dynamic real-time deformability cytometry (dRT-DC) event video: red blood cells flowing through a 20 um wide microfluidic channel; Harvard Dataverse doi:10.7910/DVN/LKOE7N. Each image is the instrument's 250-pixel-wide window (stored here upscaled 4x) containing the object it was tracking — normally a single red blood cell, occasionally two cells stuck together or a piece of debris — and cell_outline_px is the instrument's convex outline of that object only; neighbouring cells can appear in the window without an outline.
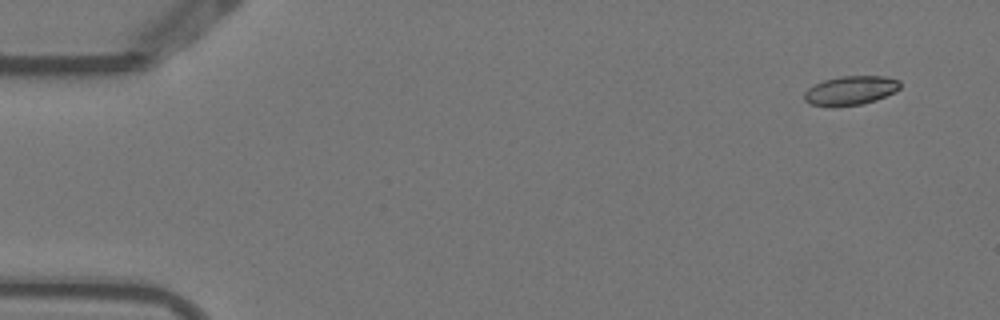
{"species": "Egyptian fruit bat (a non-hibernating species)", "species_latin": "Rousettus aegyptiacus", "temperature_condition": "warm", "stored_images_in_passage": 5, "camera_frame_rate_fps": 3000, "um_per_image_px": 0.085, "animal": {"sex": "female"}, "frame": {"image": 1, "passage_image": 1, "time_ms": 0.0, "image_size_px": [1000, 320], "cell_outline_px": [[900, 88], [876, 100], [860, 104], [832, 108], [808, 104], [804, 100], [804, 92], [808, 88], [824, 80], [840, 76], [884, 76], [900, 80]], "centroid_in_image_um": [72.24, 7.71], "position_along_channel_um": 12.8, "area_um2": 16.36}}
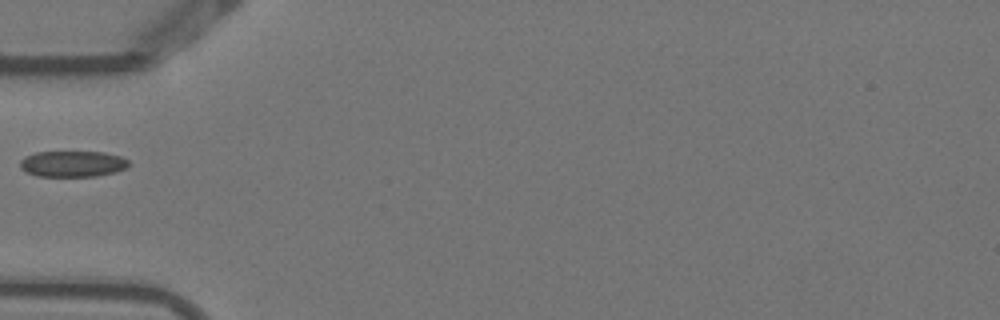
{"frame": {"image": 2, "passage_image": 4, "time_ms": 1.0, "image_size_px": [1000, 320], "cell_outline_px": [[128, 164], [124, 168], [116, 172], [96, 176], [36, 176], [20, 168], [20, 160], [24, 156], [36, 152], [104, 152], [120, 156], [128, 160]], "centroid_in_image_um": [6.14, 13.92], "position_along_channel_um": 78.9, "area_um2": 16.42}}
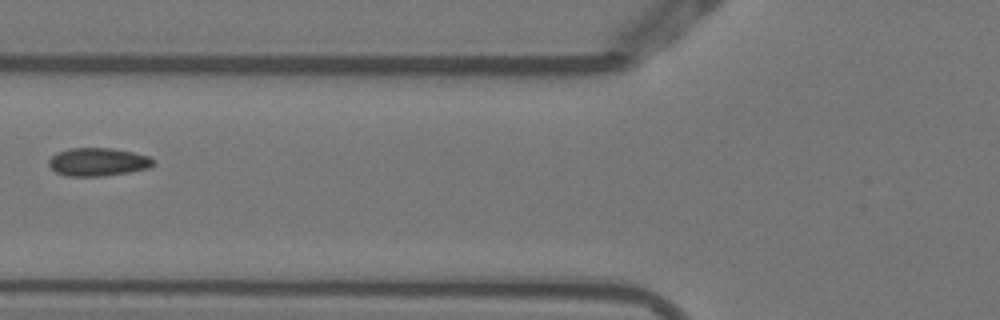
{"frame": {"image": 3, "passage_image": 5, "time_ms": 1.333, "image_size_px": [1000, 320], "cell_outline_px": [[156, 164], [148, 168], [128, 172], [100, 176], [68, 176], [56, 172], [48, 164], [48, 160], [56, 152], [72, 148], [112, 148], [132, 152], [148, 156], [156, 160]], "centroid_in_image_um": [8.34, 13.76], "position_along_channel_um": 117.5, "area_um2": 17.11}}